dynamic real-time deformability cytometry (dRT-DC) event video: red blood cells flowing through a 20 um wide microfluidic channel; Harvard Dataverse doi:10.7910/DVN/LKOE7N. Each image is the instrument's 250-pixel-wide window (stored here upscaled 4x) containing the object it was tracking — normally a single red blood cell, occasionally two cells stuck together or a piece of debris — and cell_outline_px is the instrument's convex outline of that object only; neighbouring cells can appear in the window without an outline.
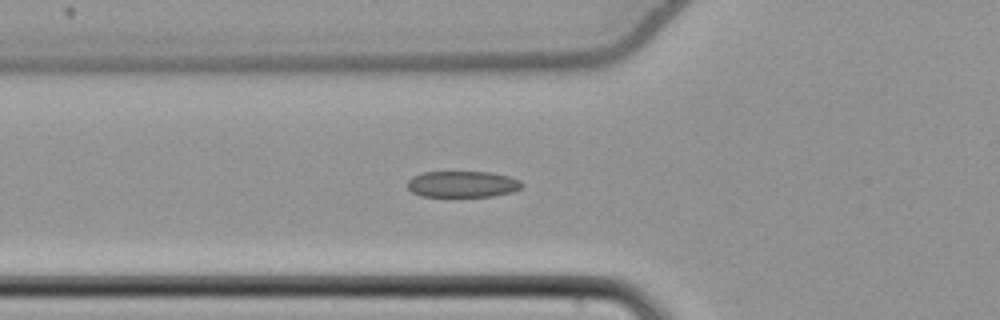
{"species": "common noctule bat (a hibernating species)", "species_latin": "Nyctalus noctula", "temperature_condition": "cold", "stored_images_in_passage": 36, "camera_frame_rate_fps": 3000, "um_per_image_px": 0.085, "animal": {"sex": "female", "body_mass_g": 22.7, "forearm_length_mm": 54.2}, "frame": {"image": 1, "passage_image": 2, "time_ms": 0.333, "image_size_px": [1000, 320], "cell_outline_px": [[524, 184], [520, 188], [512, 192], [492, 196], [420, 196], [412, 192], [408, 188], [408, 180], [412, 176], [424, 172], [492, 172], [508, 176], [520, 180]], "centroid_in_image_um": [39.31, 15.65], "position_along_channel_um": 86.5, "area_um2": 17.51}}
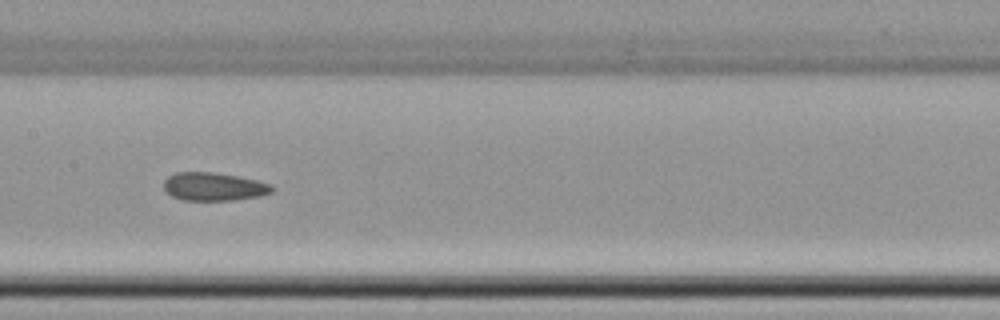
{"frame": {"image": 2, "passage_image": 10, "time_ms": 3.0, "image_size_px": [1000, 320], "cell_outline_px": [[276, 188], [272, 192], [260, 196], [232, 200], [184, 200], [172, 196], [164, 188], [164, 180], [168, 176], [176, 172], [216, 172], [256, 180], [272, 184]], "centroid_in_image_um": [18.2, 15.86], "position_along_channel_um": 189.2, "area_um2": 17.8}}
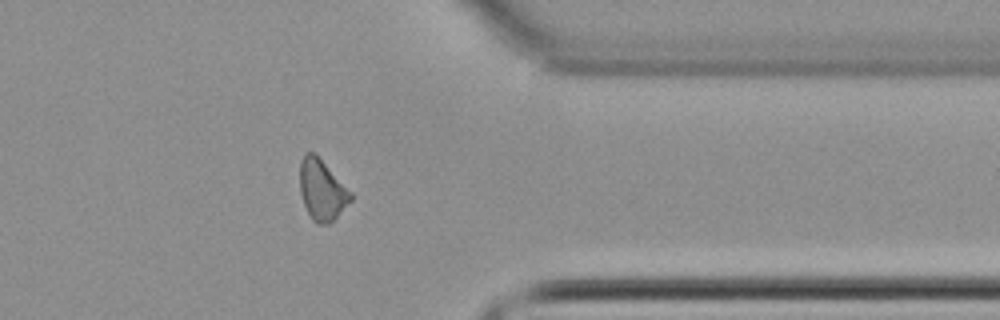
{"frame": {"image": 3, "passage_image": 26, "time_ms": 8.333, "image_size_px": [1000, 320], "cell_outline_px": [[352, 200], [328, 224], [316, 224], [312, 220], [304, 204], [300, 192], [300, 160], [304, 152], [316, 152], [352, 192]], "centroid_in_image_um": [27.36, 16.09], "position_along_channel_um": 384.0, "area_um2": 18.15}}